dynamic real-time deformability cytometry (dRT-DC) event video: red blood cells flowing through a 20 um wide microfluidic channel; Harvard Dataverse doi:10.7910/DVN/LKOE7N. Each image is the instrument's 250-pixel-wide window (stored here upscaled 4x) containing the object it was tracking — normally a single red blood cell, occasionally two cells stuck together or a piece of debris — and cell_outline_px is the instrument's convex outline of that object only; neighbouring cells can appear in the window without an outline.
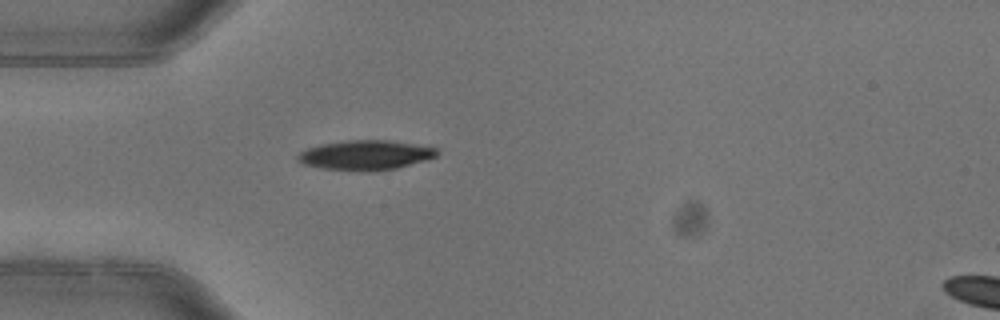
{"species": "common noctule bat (a hibernating species)", "species_latin": "Nyctalus noctula", "temperature_condition": "warm", "stored_images_in_passage": 2, "segment_of_instrument_passage": [1, 2], "camera_frame_rate_fps": 3000, "um_per_image_px": 0.085, "animal": {"sex": "female"}, "frame": {"image": 1, "passage_image": 1, "time_ms": 0.0, "image_size_px": [1000, 320], "cell_outline_px": [[440, 152], [436, 156], [428, 160], [396, 168], [372, 172], [364, 172], [320, 168], [304, 164], [296, 160], [296, 156], [300, 152], [308, 148], [320, 144], [348, 140], [388, 140], [416, 144], [436, 148]], "centroid_in_image_um": [31.07, 13.19], "position_along_channel_um": 53.9, "area_um2": 24.39}}